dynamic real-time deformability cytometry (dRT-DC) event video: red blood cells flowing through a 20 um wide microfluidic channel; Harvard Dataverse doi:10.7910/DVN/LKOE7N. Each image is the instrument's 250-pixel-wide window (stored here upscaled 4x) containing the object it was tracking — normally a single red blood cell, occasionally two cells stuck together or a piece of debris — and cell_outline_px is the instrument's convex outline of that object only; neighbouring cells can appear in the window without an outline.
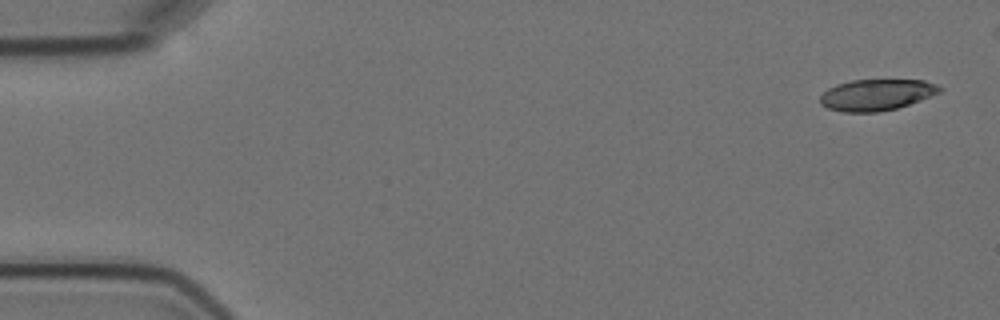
{"species": "Egyptian fruit bat (a non-hibernating species)", "species_latin": "Rousettus aegyptiacus", "temperature_condition": "cold", "stored_images_in_passage": 5, "camera_frame_rate_fps": 3000, "um_per_image_px": 0.085, "animal": {"sex": "female"}, "frame": {"image": 1, "passage_image": 1, "time_ms": 0.0, "image_size_px": [1000, 320], "cell_outline_px": [[944, 88], [940, 92], [920, 100], [896, 108], [880, 112], [844, 112], [828, 108], [820, 104], [820, 96], [828, 88], [836, 84], [852, 80], [924, 80], [936, 84]], "centroid_in_image_um": [74.49, 8.05], "position_along_channel_um": 10.5, "area_um2": 21.73}}